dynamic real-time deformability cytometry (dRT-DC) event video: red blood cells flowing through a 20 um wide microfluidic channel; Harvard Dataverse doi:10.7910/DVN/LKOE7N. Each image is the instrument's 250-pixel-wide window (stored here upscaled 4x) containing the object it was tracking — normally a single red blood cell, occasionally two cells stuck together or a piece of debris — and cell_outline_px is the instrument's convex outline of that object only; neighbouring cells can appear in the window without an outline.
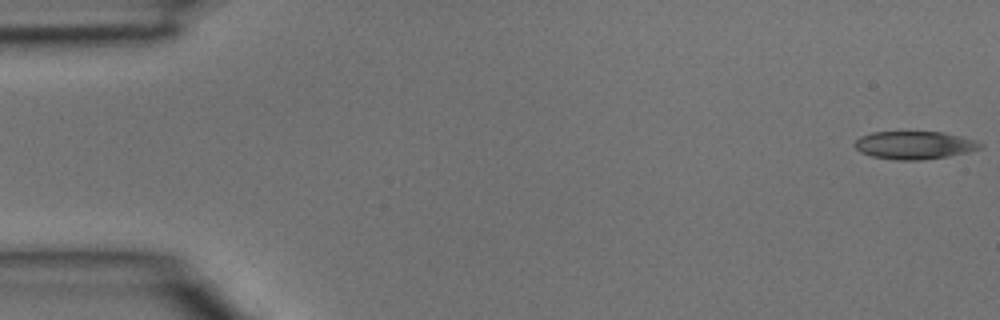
{"species": "common noctule bat (a hibernating species)", "species_latin": "Nyctalus noctula", "temperature_condition": "room temperature", "stored_images_in_passage": 40, "camera_frame_rate_fps": 3000, "um_per_image_px": 0.085, "animal": {"sex": "male", "body_mass_g": 15.6}, "frame": {"image": 1, "passage_image": 1, "time_ms": 0.0, "image_size_px": [1000, 320], "cell_outline_px": [[984, 144], [980, 148], [968, 152], [948, 156], [920, 160], [896, 160], [872, 156], [860, 152], [856, 148], [856, 140], [860, 136], [872, 132], [944, 132], [976, 140]], "centroid_in_image_um": [77.74, 12.33], "position_along_channel_um": 7.3, "area_um2": 20.35}}
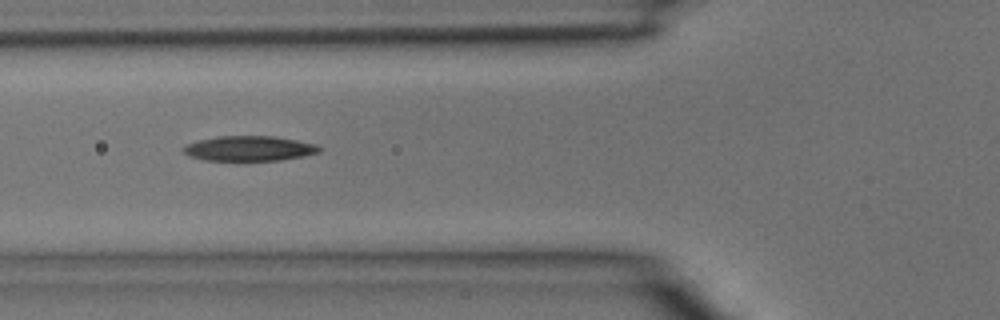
{"frame": {"image": 2, "passage_image": 15, "time_ms": 4.667, "image_size_px": [1000, 320], "cell_outline_px": [[324, 148], [320, 152], [280, 160], [204, 160], [192, 156], [184, 152], [180, 148], [196, 140], [216, 136], [272, 136], [296, 140], [316, 144]], "centroid_in_image_um": [21.18, 12.61], "position_along_channel_um": 104.6, "area_um2": 19.71}}
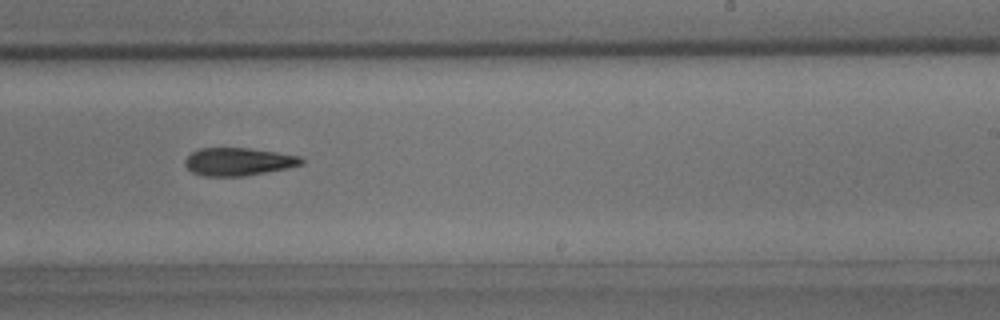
{"frame": {"image": 3, "passage_image": 25, "time_ms": 8.0, "image_size_px": [1000, 320], "cell_outline_px": [[304, 164], [244, 176], [204, 176], [192, 172], [184, 164], [184, 160], [192, 152], [200, 148], [248, 148], [276, 152], [300, 156], [304, 160]], "centroid_in_image_um": [20.24, 13.74], "position_along_channel_um": 268.8, "area_um2": 18.73}}